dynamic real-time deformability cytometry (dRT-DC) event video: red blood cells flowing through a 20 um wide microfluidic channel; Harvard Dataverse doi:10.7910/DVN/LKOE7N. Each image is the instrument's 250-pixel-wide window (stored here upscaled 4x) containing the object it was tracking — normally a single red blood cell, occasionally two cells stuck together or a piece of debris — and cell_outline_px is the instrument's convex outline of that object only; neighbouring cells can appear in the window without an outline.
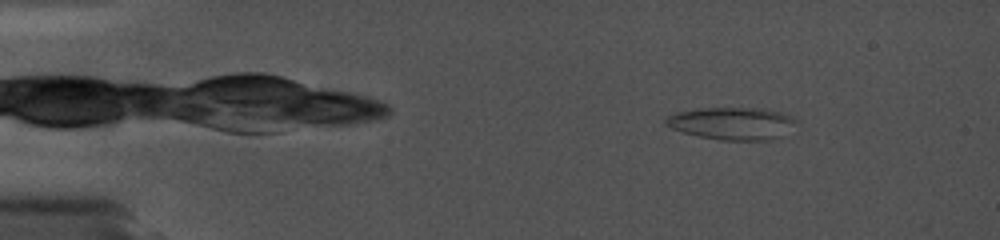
{"species": "common noctule bat (a hibernating species)", "species_latin": "Nyctalus noctula", "temperature_condition": "cold", "stored_images_in_passage": 30, "camera_frame_rate_fps": 5000, "um_per_image_px": 0.085, "animal": {"sex": "female", "body_mass_g": 19.0, "forearm_length_mm": 56.7}, "frame": {"image": 1, "passage_image": 4, "time_ms": 2.4, "image_size_px": [1000, 240], "cell_outline_px": [[800, 120], [772, 140], [720, 140], [696, 136], [672, 128], [664, 124], [664, 120], [668, 116], [676, 112], [700, 108], [764, 108], [780, 112], [792, 116]], "centroid_in_image_um": [62.2, 10.48], "position_along_channel_um": 22.8, "area_um2": 24.57}}
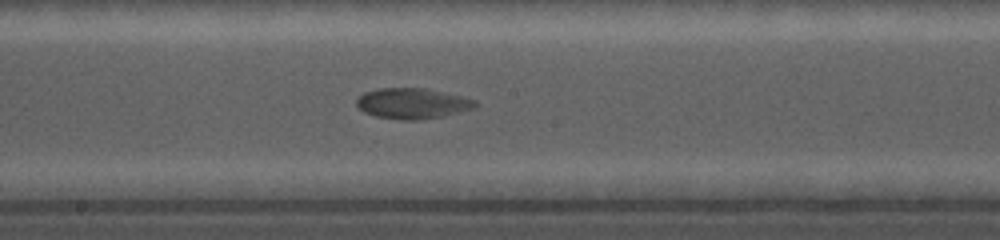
{"frame": {"image": 2, "passage_image": 20, "time_ms": 10.4, "image_size_px": [1000, 240], "cell_outline_px": [[480, 104], [476, 108], [444, 116], [420, 120], [400, 120], [376, 116], [364, 112], [356, 104], [356, 100], [364, 92], [376, 88], [424, 88], [460, 96], [476, 100]], "centroid_in_image_um": [35.08, 8.8], "position_along_channel_um": 213.1, "area_um2": 21.27}}
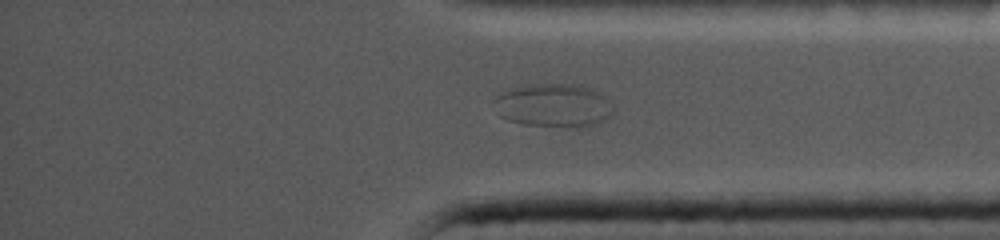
{"frame": {"image": 3, "passage_image": 30, "time_ms": 15.2, "image_size_px": [1000, 240], "cell_outline_px": [[612, 112], [600, 124], [576, 128], [524, 124], [508, 120], [500, 116], [492, 100], [496, 96], [504, 92], [524, 84], [568, 84], [588, 88], [596, 92], [608, 100], [612, 104]], "centroid_in_image_um": [47.03, 8.98], "position_along_channel_um": 388.2, "area_um2": 30.0}}